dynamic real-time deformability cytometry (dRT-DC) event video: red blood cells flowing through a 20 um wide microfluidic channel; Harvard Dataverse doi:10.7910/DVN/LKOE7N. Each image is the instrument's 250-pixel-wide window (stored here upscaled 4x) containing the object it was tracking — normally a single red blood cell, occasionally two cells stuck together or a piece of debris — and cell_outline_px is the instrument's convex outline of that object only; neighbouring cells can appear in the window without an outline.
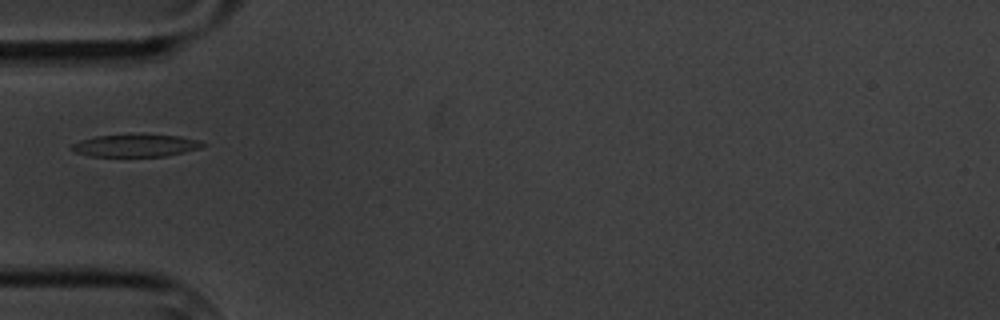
{"species": "common noctule bat (a hibernating species)", "species_latin": "Nyctalus noctula", "temperature_condition": "cold", "stored_images_in_passage": 5, "camera_frame_rate_fps": 3000, "um_per_image_px": 0.085, "animal": {"sex": "male", "body_mass_g": 20.1, "forearm_length_mm": 53.5}, "frame": {"image": 1, "passage_image": 4, "time_ms": 3.333, "image_size_px": [1000, 320], "cell_outline_px": [[208, 144], [200, 148], [184, 152], [164, 156], [92, 156], [76, 152], [68, 148], [72, 144], [80, 140], [96, 136], [140, 132], [180, 136], [200, 140]], "centroid_in_image_um": [11.56, 12.33], "position_along_channel_um": 73.4, "area_um2": 17.8}}
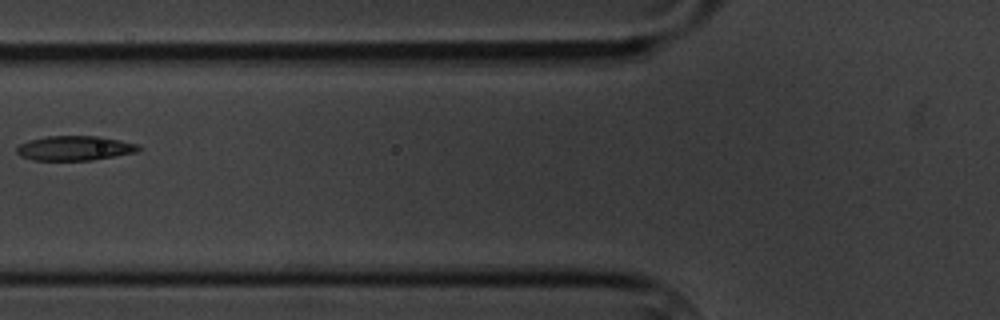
{"frame": {"image": 2, "passage_image": 5, "time_ms": 4.667, "image_size_px": [1000, 320], "cell_outline_px": [[144, 148], [136, 152], [92, 160], [32, 160], [20, 156], [16, 152], [16, 148], [20, 144], [32, 140], [48, 136], [100, 136], [120, 140], [136, 144]], "centroid_in_image_um": [6.37, 12.6], "position_along_channel_um": 119.4, "area_um2": 17.4}}